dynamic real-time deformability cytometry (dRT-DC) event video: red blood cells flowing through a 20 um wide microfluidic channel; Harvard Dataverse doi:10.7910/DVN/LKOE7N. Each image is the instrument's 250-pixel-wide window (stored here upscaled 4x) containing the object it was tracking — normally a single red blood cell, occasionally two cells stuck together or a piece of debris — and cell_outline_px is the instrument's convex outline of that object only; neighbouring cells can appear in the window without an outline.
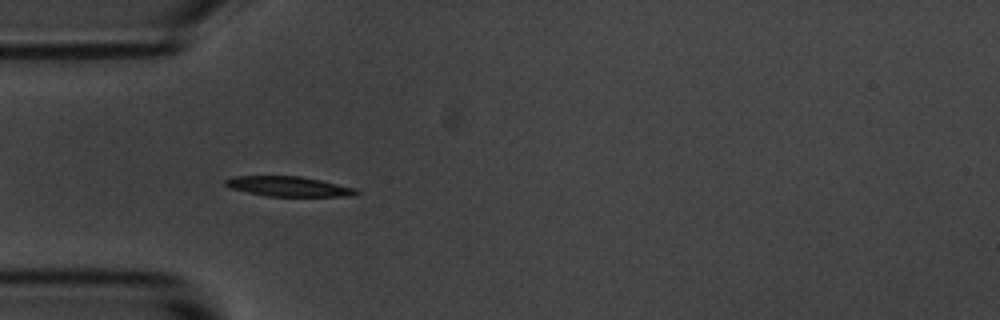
{"species": "common noctule bat (a hibernating species)", "species_latin": "Nyctalus noctula", "temperature_condition": "room temperature", "stored_images_in_passage": 3, "camera_frame_rate_fps": 3000, "um_per_image_px": 0.085, "animal": {"sex": "male", "body_mass_g": 20.1, "forearm_length_mm": 53.5}, "frame": {"image": 1, "passage_image": 2, "time_ms": 1.333, "image_size_px": [1000, 320], "cell_outline_px": [[360, 192], [356, 196], [268, 196], [228, 188], [224, 184], [224, 180], [232, 176], [300, 176], [320, 180], [356, 188]], "centroid_in_image_um": [24.52, 15.84], "position_along_channel_um": 60.5, "area_um2": 15.26}}